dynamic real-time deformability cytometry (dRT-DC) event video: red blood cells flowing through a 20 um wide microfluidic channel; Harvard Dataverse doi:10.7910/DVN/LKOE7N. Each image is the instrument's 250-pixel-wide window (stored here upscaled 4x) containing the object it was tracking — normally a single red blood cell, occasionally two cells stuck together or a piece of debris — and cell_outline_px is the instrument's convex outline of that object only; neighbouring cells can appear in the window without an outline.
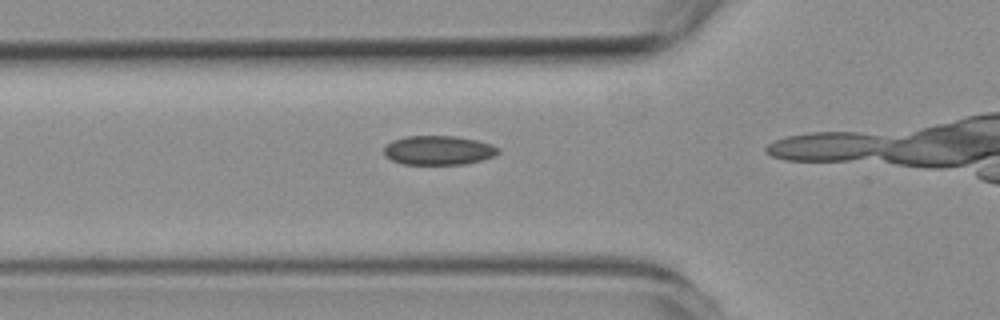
{"species": "common noctule bat (a hibernating species)", "species_latin": "Nyctalus noctula", "temperature_condition": "room temperature", "stored_images_in_passage": 6, "camera_frame_rate_fps": 3000, "um_per_image_px": 0.085, "animal": {"sex": "female", "body_mass_g": 19.3, "forearm_length_mm": 54.1}, "frame": {"image": 1, "passage_image": 2, "time_ms": 0.333, "image_size_px": [1000, 320], "cell_outline_px": [[500, 152], [496, 156], [464, 164], [404, 164], [392, 160], [384, 152], [384, 148], [392, 140], [404, 136], [456, 136], [476, 140], [492, 144], [500, 148]], "centroid_in_image_um": [37.31, 12.76], "position_along_channel_um": 88.5, "area_um2": 19.42}}
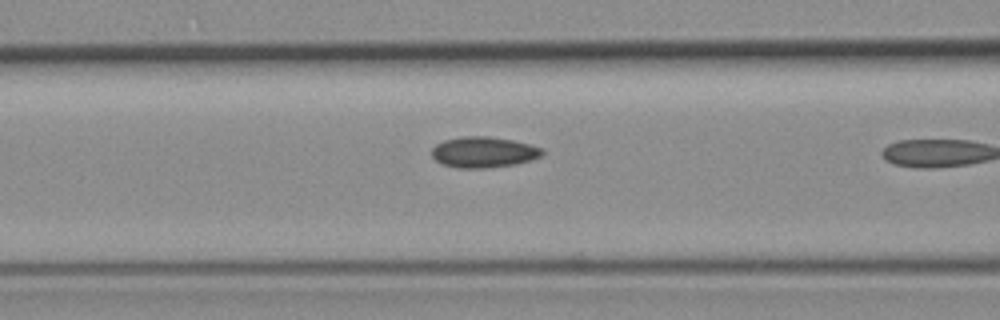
{"frame": {"image": 2, "passage_image": 5, "time_ms": 1.333, "image_size_px": [1000, 320], "cell_outline_px": [[544, 152], [540, 156], [532, 160], [516, 164], [484, 168], [456, 168], [444, 164], [436, 160], [432, 156], [432, 148], [436, 144], [444, 140], [464, 136], [488, 136], [512, 140], [532, 144], [544, 148]], "centroid_in_image_um": [41.14, 12.93], "position_along_channel_um": 125.5, "area_um2": 19.94}}